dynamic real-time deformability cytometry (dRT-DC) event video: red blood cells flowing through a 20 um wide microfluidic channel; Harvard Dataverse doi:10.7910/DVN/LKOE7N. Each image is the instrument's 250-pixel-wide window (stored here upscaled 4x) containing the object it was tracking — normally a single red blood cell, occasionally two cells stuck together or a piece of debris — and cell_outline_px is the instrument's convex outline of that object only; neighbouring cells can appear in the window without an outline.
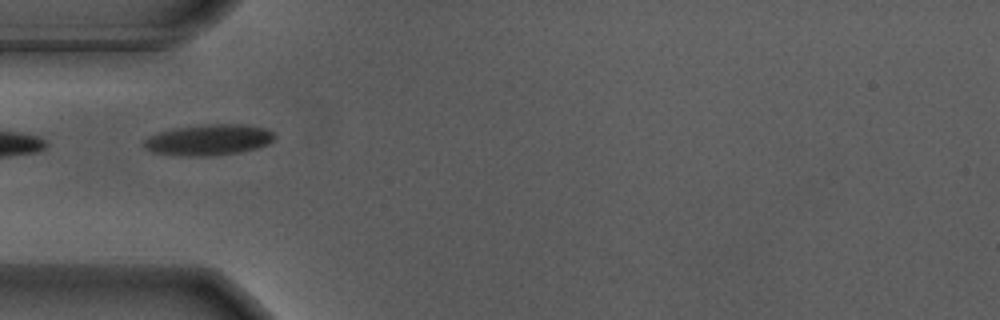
{"species": "Egyptian fruit bat (a non-hibernating species)", "species_latin": "Rousettus aegyptiacus", "temperature_condition": "warm", "stored_images_in_passage": 20, "camera_frame_rate_fps": 3000, "um_per_image_px": 0.085, "animal": {"sex": "male"}, "frame": {"image": 1, "passage_image": 1, "time_ms": 0.0, "image_size_px": [1000, 320], "cell_outline_px": [[276, 136], [268, 144], [256, 148], [240, 152], [204, 156], [188, 156], [152, 152], [144, 148], [144, 140], [160, 132], [176, 128], [208, 124], [240, 124], [268, 128], [276, 132]], "centroid_in_image_um": [17.8, 11.88], "position_along_channel_um": 67.2, "area_um2": 23.35}}
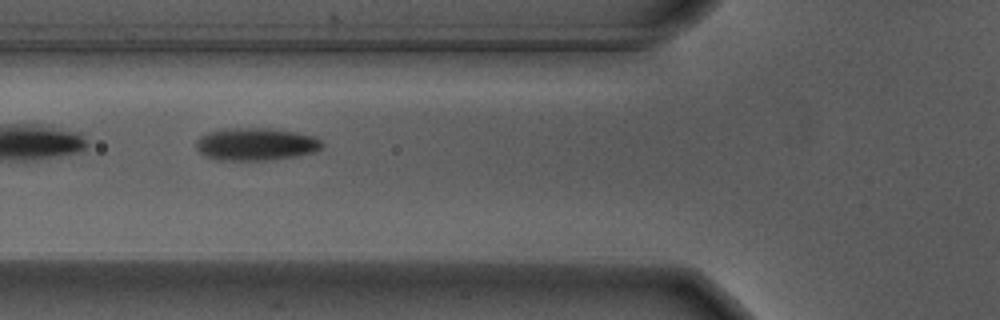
{"frame": {"image": 2, "passage_image": 4, "time_ms": 1.0, "image_size_px": [1000, 320], "cell_outline_px": [[324, 144], [316, 152], [296, 156], [272, 160], [216, 160], [200, 152], [196, 148], [196, 140], [200, 136], [208, 132], [220, 128], [268, 128], [296, 132], [316, 136]], "centroid_in_image_um": [21.76, 12.25], "position_along_channel_um": 104.0, "area_um2": 24.16}}